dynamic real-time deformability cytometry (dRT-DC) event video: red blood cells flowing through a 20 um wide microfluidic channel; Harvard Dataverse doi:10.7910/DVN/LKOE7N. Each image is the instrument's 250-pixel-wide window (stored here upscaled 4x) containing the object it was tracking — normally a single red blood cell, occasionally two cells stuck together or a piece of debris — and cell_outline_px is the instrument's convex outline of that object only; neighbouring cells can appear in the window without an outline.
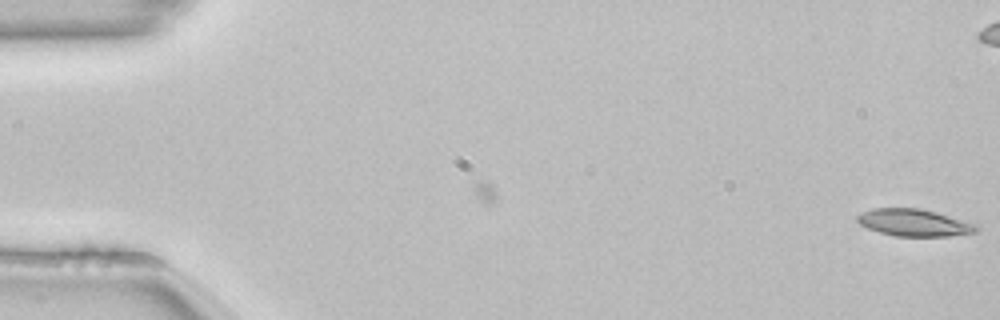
{"species": "common noctule bat (a hibernating species)", "species_latin": "Nyctalus noctula", "temperature_condition": "room temperature", "stored_images_in_passage": 2, "camera_frame_rate_fps": 3000, "um_per_image_px": 0.085, "animal": {"sex": "female", "body_mass_g": 22.7, "forearm_length_mm": 54.2}, "frame": {"image": 1, "passage_image": 2, "time_ms": 0.333, "image_size_px": [1000, 320], "cell_outline_px": [[980, 228], [976, 232], [948, 236], [896, 236], [880, 232], [868, 228], [860, 224], [856, 220], [856, 216], [872, 208], [920, 208], [936, 212], [976, 224]], "centroid_in_image_um": [77.7, 18.92], "position_along_channel_um": 7.3, "area_um2": 18.67}}